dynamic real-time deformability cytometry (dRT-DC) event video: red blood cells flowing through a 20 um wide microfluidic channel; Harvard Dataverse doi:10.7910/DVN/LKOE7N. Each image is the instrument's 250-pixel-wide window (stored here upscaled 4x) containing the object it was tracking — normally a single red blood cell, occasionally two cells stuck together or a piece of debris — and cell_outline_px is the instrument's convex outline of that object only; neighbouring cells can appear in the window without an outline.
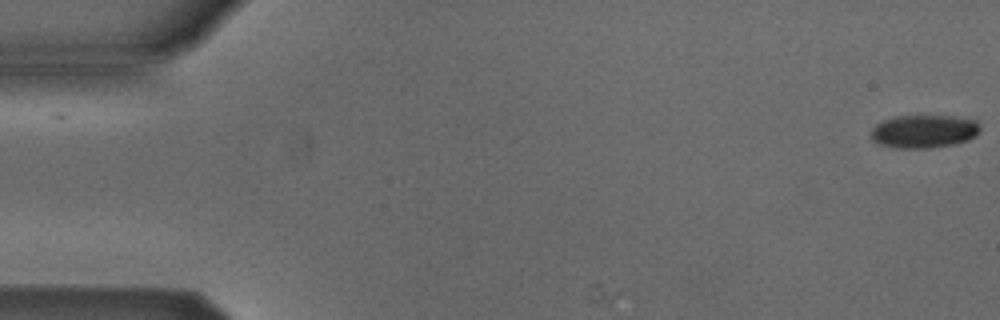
{"species": "Egyptian fruit bat (a non-hibernating species)", "species_latin": "Rousettus aegyptiacus", "temperature_condition": "cold", "stored_images_in_passage": 53, "camera_frame_rate_fps": 3000, "um_per_image_px": 0.085, "animal": {"sex": "male"}, "frame": {"image": 1, "passage_image": 1, "time_ms": 0.0, "image_size_px": [1000, 320], "cell_outline_px": [[980, 132], [976, 136], [968, 140], [956, 144], [928, 148], [900, 148], [880, 144], [872, 140], [872, 128], [876, 124], [892, 116], [952, 116], [976, 120], [980, 124]], "centroid_in_image_um": [78.57, 11.16], "position_along_channel_um": 6.4, "area_um2": 21.15}}
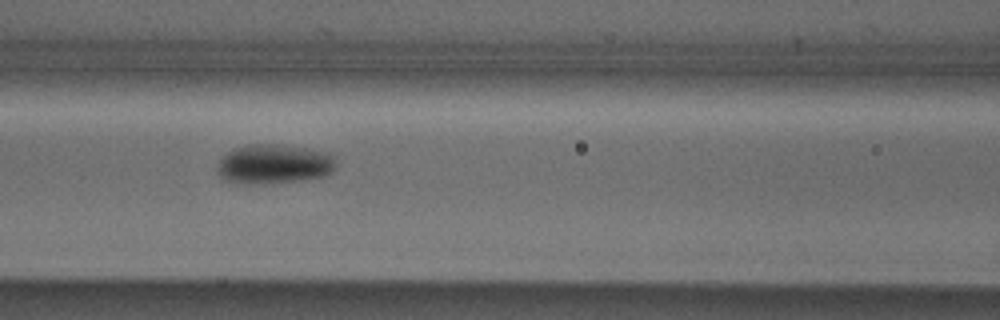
{"frame": {"image": 2, "passage_image": 23, "time_ms": 7.333, "image_size_px": [1000, 320], "cell_outline_px": [[336, 168], [332, 172], [324, 176], [300, 180], [248, 184], [236, 184], [224, 180], [216, 172], [216, 164], [232, 148], [252, 144], [276, 144], [328, 152], [336, 156]], "centroid_in_image_um": [23.27, 13.95], "position_along_channel_um": 143.3, "area_um2": 27.51}}
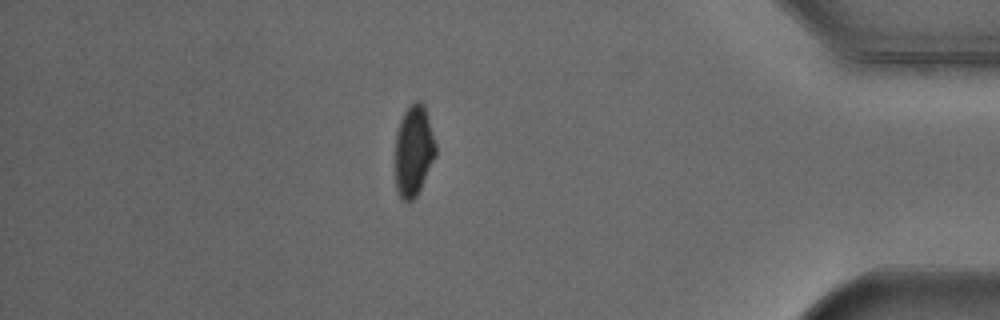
{"frame": {"image": 3, "passage_image": 46, "time_ms": 15.0, "image_size_px": [1000, 320], "cell_outline_px": [[436, 156], [416, 196], [412, 200], [404, 200], [400, 196], [396, 188], [396, 132], [400, 120], [404, 112], [416, 100], [420, 100], [424, 104], [436, 144]], "centroid_in_image_um": [35.17, 12.78], "position_along_channel_um": 400.0, "area_um2": 21.21}}